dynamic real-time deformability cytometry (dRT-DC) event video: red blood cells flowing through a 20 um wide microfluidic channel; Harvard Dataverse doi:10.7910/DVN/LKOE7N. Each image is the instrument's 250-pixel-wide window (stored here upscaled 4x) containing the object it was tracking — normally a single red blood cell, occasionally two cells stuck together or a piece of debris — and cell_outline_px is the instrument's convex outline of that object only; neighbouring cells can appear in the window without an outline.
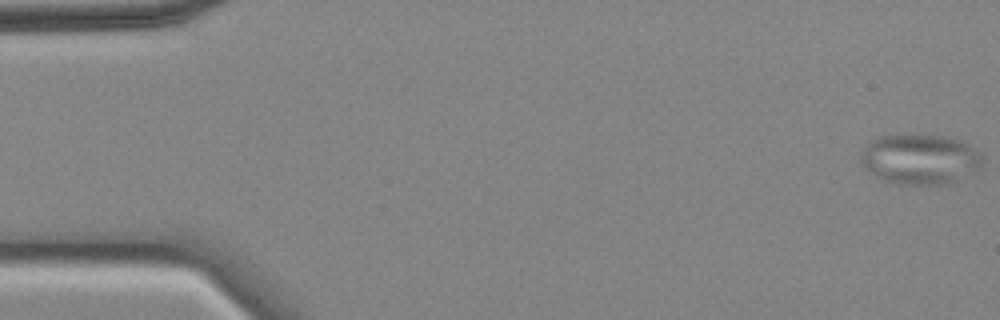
{"species": "common noctule bat (a hibernating species)", "species_latin": "Nyctalus noctula", "temperature_condition": "cold", "stored_images_in_passage": 57, "camera_frame_rate_fps": 3000, "um_per_image_px": 0.085, "animal": {"sex": "female", "body_mass_g": 18.4}, "frame": {"image": 1, "passage_image": 1, "time_ms": 0.0, "image_size_px": [1000, 320], "cell_outline_px": [[984, 160], [980, 168], [956, 180], [940, 184], [900, 184], [880, 180], [868, 172], [860, 164], [860, 148], [864, 144], [876, 136], [916, 132], [948, 136], [960, 140], [968, 144], [980, 152]], "centroid_in_image_um": [78.12, 13.47], "position_along_channel_um": 6.9, "area_um2": 36.82}}
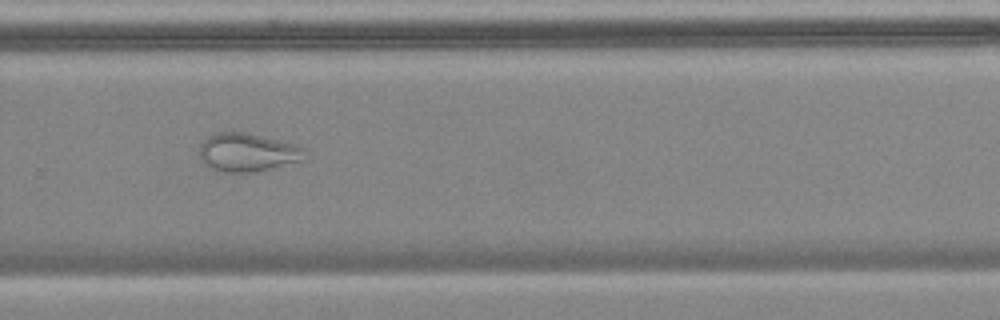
{"frame": {"image": 2, "passage_image": 38, "time_ms": 12.333, "image_size_px": [1000, 320], "cell_outline_px": [[304, 148], [300, 160], [256, 172], [224, 172], [212, 168], [204, 164], [200, 160], [200, 144], [208, 136], [216, 132], [248, 132], [296, 144]], "centroid_in_image_um": [20.97, 12.93], "position_along_channel_um": 308.8, "area_um2": 23.35}}
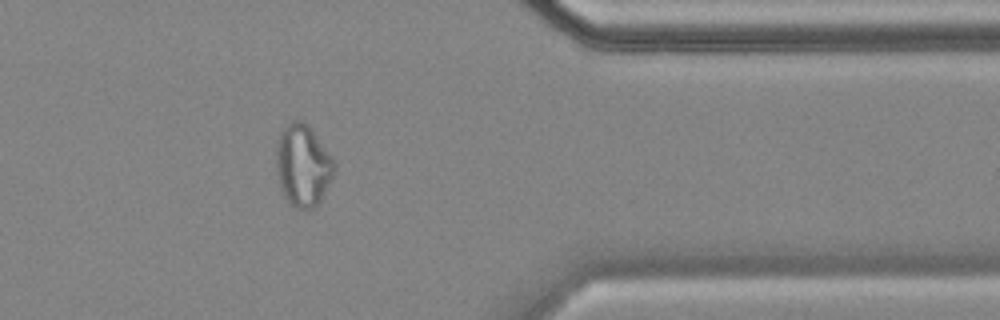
{"frame": {"image": 3, "passage_image": 46, "time_ms": 15.0, "image_size_px": [1000, 320], "cell_outline_px": [[336, 168], [320, 200], [312, 208], [296, 208], [288, 204], [280, 188], [276, 168], [276, 140], [280, 132], [292, 120], [300, 120], [308, 124], [332, 156], [336, 164]], "centroid_in_image_um": [25.72, 14.04], "position_along_channel_um": 385.7, "area_um2": 27.74}, "authors_computed_cell_mechanics": {"area_um2": 28.9578, "velocity_mm_per_s": 3.5183, "shape_relaxation_time_tau1_ms": null, "shape_relaxation_time_tau2_ms": 2.3945, "deformation_change_tau1": null, "deformation_change_tau2": 0.065}}